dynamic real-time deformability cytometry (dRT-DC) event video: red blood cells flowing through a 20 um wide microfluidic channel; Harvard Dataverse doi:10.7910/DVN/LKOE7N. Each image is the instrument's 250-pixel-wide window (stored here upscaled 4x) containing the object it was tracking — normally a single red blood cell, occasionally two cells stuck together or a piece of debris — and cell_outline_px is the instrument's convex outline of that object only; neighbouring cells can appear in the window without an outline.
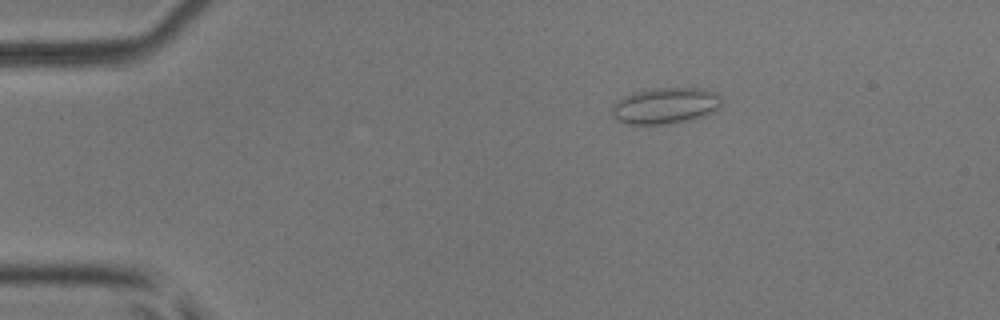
{"species": "common noctule bat (a hibernating species)", "species_latin": "Nyctalus noctula", "temperature_condition": "room temperature", "stored_images_in_passage": 5, "camera_frame_rate_fps": 3000, "um_per_image_px": 0.085, "animal": {"sex": "male", "body_mass_g": 17.9, "forearm_length_mm": 54.2}, "frame": {"image": 1, "passage_image": 5, "time_ms": 1.333, "image_size_px": [1000, 320], "cell_outline_px": [[720, 108], [704, 116], [688, 120], [668, 124], [628, 124], [616, 120], [612, 116], [612, 104], [624, 96], [632, 92], [652, 88], [704, 88], [716, 92], [720, 96]], "centroid_in_image_um": [56.54, 8.98], "position_along_channel_um": 28.5, "area_um2": 23.35}}